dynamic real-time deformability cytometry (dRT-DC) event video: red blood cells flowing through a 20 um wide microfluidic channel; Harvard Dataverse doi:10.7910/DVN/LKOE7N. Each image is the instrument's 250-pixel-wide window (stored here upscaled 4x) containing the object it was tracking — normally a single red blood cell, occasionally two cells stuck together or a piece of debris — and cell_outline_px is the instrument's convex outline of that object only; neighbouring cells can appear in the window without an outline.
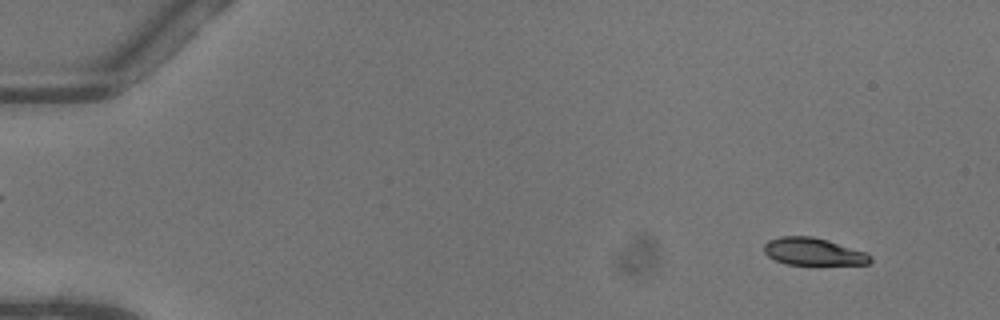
{"species": "common noctule bat (a hibernating species)", "species_latin": "Nyctalus noctula", "temperature_condition": "warm", "stored_images_in_passage": 50, "camera_frame_rate_fps": 3000, "um_per_image_px": 0.085, "animal": {"sex": "female"}, "frame": {"image": 1, "passage_image": 3, "time_ms": 0.667, "image_size_px": [1000, 320], "cell_outline_px": [[872, 260], [868, 264], [784, 264], [768, 256], [764, 252], [764, 244], [768, 240], [780, 236], [812, 236], [828, 240], [864, 252], [872, 256]], "centroid_in_image_um": [69.1, 21.38], "position_along_channel_um": 15.9, "area_um2": 16.82}}
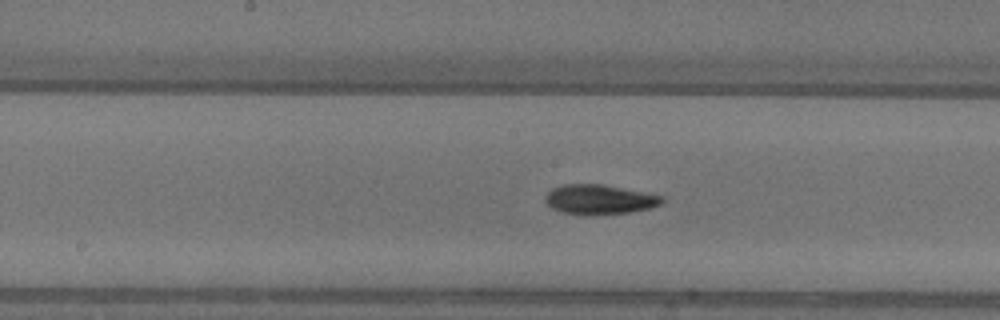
{"frame": {"image": 2, "passage_image": 26, "time_ms": 8.333, "image_size_px": [1000, 320], "cell_outline_px": [[664, 200], [660, 204], [648, 208], [628, 212], [592, 216], [580, 216], [560, 212], [552, 208], [544, 200], [544, 196], [552, 188], [564, 184], [600, 184], [664, 196]], "centroid_in_image_um": [50.88, 16.97], "position_along_channel_um": 197.3, "area_um2": 20.35}}
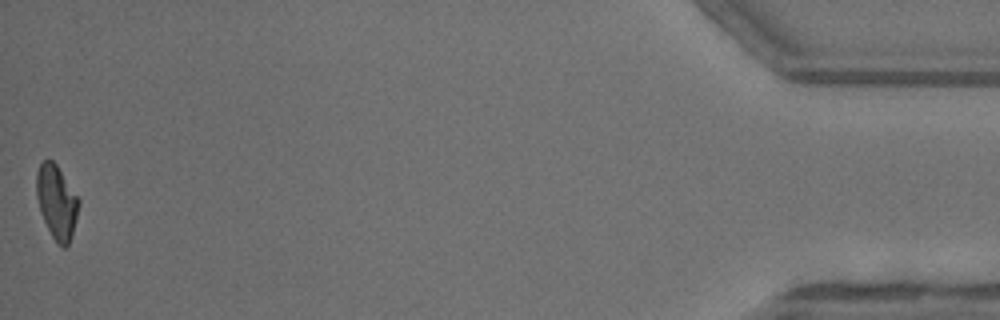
{"frame": {"image": 3, "passage_image": 50, "time_ms": 16.333, "image_size_px": [1000, 320], "cell_outline_px": [[80, 204], [72, 236], [68, 244], [64, 248], [56, 244], [40, 212], [36, 196], [36, 172], [40, 164], [44, 160], [52, 160], [56, 164], [80, 200]], "centroid_in_image_um": [4.81, 17.18], "position_along_channel_um": 430.4, "area_um2": 18.21}, "authors_computed_cell_mechanics": {"area_um2": 19.0451, "velocity_mm_per_s": 4.0915, "shape_relaxation_time_tau1_ms": 3.9676, "shape_relaxation_time_tau2_ms": 2.8953, "deformation_change_tau1": 0.1612, "deformation_change_tau2": 0.0801}}